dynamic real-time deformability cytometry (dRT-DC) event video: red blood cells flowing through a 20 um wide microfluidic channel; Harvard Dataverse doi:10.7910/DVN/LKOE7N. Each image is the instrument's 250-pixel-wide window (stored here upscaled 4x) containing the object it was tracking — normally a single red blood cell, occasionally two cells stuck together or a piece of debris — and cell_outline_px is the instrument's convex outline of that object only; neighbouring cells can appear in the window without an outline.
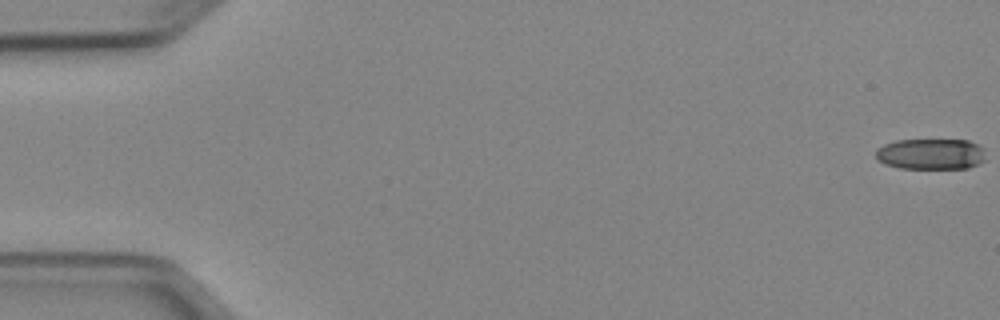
{"species": "Egyptian fruit bat (a non-hibernating species)", "species_latin": "Rousettus aegyptiacus", "temperature_condition": "cold", "stored_images_in_passage": 52, "camera_frame_rate_fps": 3000, "um_per_image_px": 0.085, "animal": {"sex": "female"}, "frame": {"image": 1, "passage_image": 1, "time_ms": 0.0, "image_size_px": [1000, 320], "cell_outline_px": [[984, 160], [968, 168], [900, 168], [884, 164], [876, 156], [876, 152], [884, 144], [896, 140], [968, 140], [984, 148]], "centroid_in_image_um": [79.13, 13.09], "position_along_channel_um": 5.9, "area_um2": 19.59}}
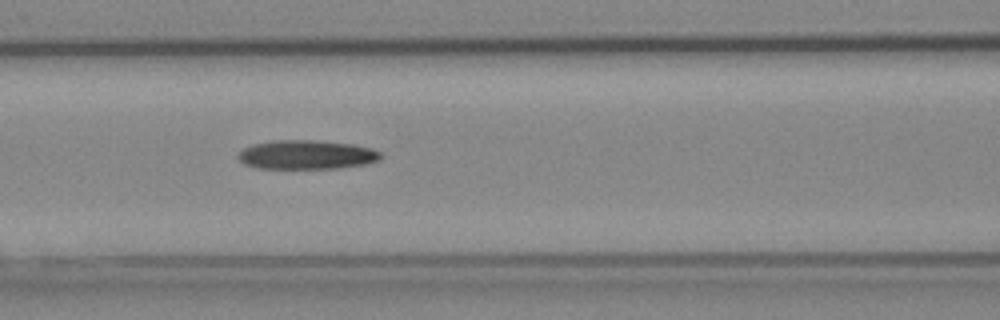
{"frame": {"image": 2, "passage_image": 23, "time_ms": 7.333, "image_size_px": [1000, 320], "cell_outline_px": [[380, 160], [368, 164], [336, 168], [256, 168], [244, 164], [236, 156], [244, 148], [252, 144], [272, 140], [312, 140], [352, 144], [372, 148], [380, 152]], "centroid_in_image_um": [26.05, 13.15], "position_along_channel_um": 140.6, "area_um2": 24.16}}
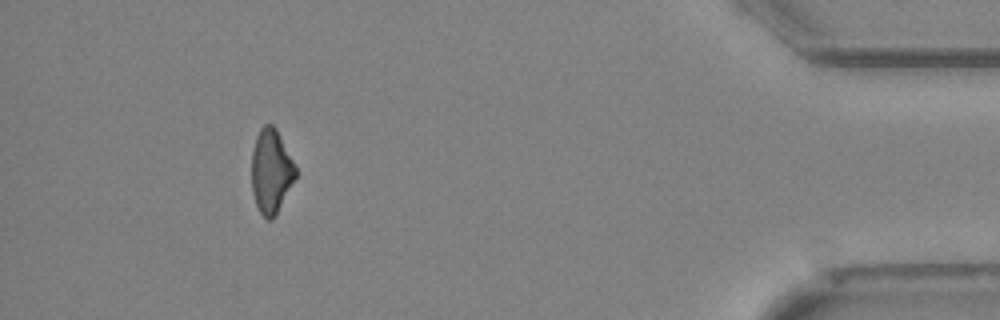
{"frame": {"image": 3, "passage_image": 48, "time_ms": 15.667, "image_size_px": [1000, 320], "cell_outline_px": [[296, 176], [272, 220], [268, 220], [260, 212], [256, 204], [252, 192], [252, 152], [256, 136], [260, 128], [264, 124], [272, 124], [276, 128], [296, 168]], "centroid_in_image_um": [23.02, 14.53], "position_along_channel_um": 412.2, "area_um2": 21.1}, "authors_computed_cell_mechanics": {"area_um2": 23.12, "velocity_mm_per_s": 3.9609, "shape_relaxation_time_tau1_ms": 5.5442, "shape_relaxation_time_tau2_ms": null, "deformation_change_tau1": 0.1823, "deformation_change_tau2": null}}